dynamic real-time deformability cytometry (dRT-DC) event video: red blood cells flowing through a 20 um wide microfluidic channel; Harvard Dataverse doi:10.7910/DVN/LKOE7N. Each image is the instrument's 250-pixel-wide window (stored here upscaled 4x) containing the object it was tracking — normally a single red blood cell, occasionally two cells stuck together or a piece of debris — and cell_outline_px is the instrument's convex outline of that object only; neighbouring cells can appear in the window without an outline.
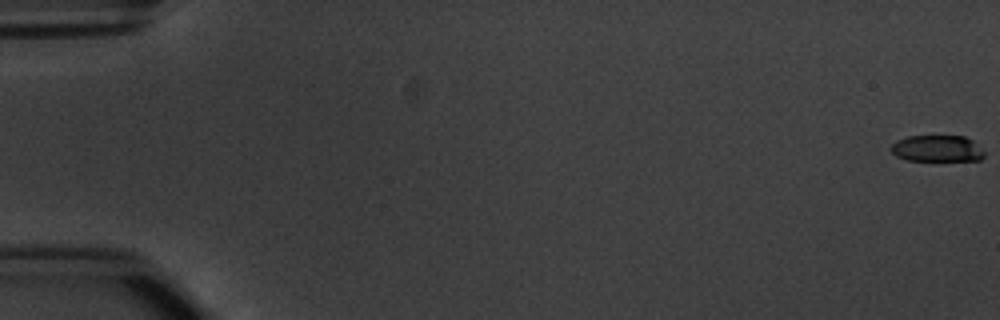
{"species": "common noctule bat (a hibernating species)", "species_latin": "Nyctalus noctula", "temperature_condition": "warm", "stored_images_in_passage": 6, "camera_frame_rate_fps": 3000, "um_per_image_px": 0.085, "animal": {"sex": "male", "body_mass_g": 20.1, "forearm_length_mm": 53.5}, "frame": {"image": 1, "passage_image": 1, "time_ms": 0.0, "image_size_px": [1000, 320], "cell_outline_px": [[984, 156], [980, 160], [908, 160], [896, 156], [892, 152], [892, 144], [896, 140], [908, 136], [964, 136], [972, 140], [984, 152]], "centroid_in_image_um": [79.65, 12.62], "position_along_channel_um": 5.4, "area_um2": 14.22}}
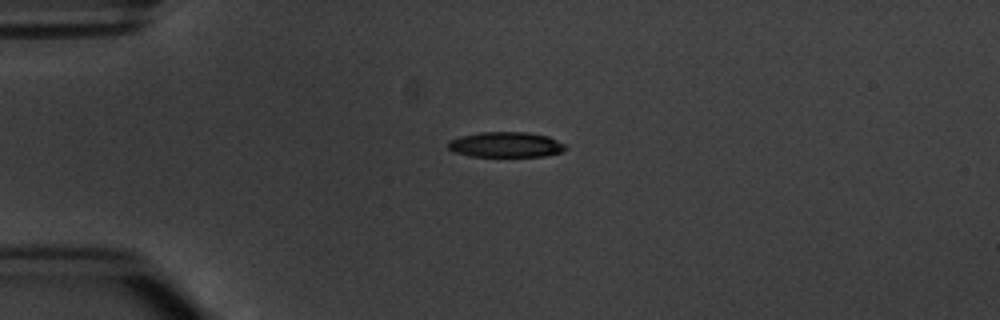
{"frame": {"image": 2, "passage_image": 5, "time_ms": 4.667, "image_size_px": [1000, 320], "cell_outline_px": [[568, 148], [560, 152], [544, 156], [468, 156], [452, 152], [448, 148], [448, 140], [460, 136], [480, 132], [528, 132], [548, 136], [568, 144]], "centroid_in_image_um": [43.0, 12.29], "position_along_channel_um": 42.0, "area_um2": 17.57}}